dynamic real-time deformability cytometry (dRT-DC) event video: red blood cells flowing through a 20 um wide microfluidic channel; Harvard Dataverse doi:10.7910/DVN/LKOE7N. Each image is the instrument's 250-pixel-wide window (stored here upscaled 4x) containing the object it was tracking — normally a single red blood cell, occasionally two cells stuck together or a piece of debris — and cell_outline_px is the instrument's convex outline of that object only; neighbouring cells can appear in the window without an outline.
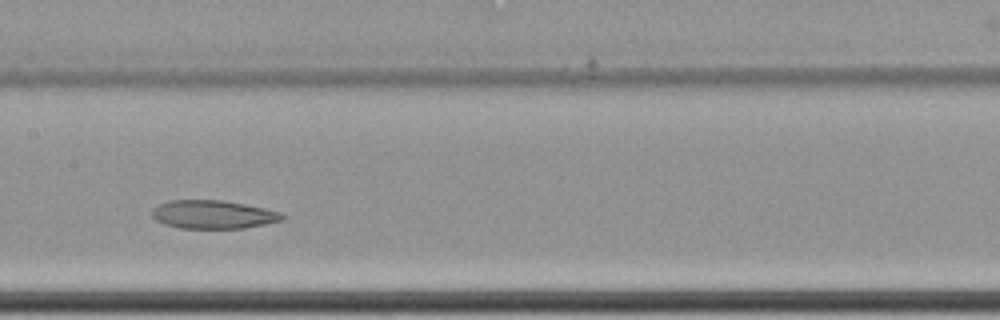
{"species": "common noctule bat (a hibernating species)", "species_latin": "Nyctalus noctula", "temperature_condition": "cold", "stored_images_in_passage": 9, "camera_frame_rate_fps": 3000, "um_per_image_px": 0.085, "animal": {"sex": "female", "body_mass_g": 22.7, "forearm_length_mm": 54.2}, "frame": {"image": 1, "passage_image": 6, "time_ms": 1.667, "image_size_px": [1000, 320], "cell_outline_px": [[288, 216], [284, 220], [244, 228], [180, 228], [164, 224], [156, 220], [152, 216], [152, 208], [168, 200], [224, 200], [264, 208], [280, 212]], "centroid_in_image_um": [18.13, 18.23], "position_along_channel_um": 189.3, "area_um2": 21.62}}
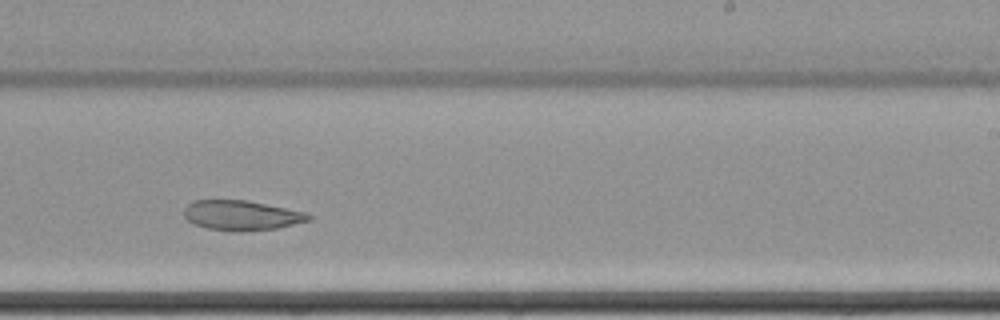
{"frame": {"image": 2, "passage_image": 8, "time_ms": 2.333, "image_size_px": [1000, 320], "cell_outline_px": [[312, 220], [276, 228], [240, 232], [236, 232], [208, 228], [196, 224], [188, 220], [184, 216], [184, 208], [192, 200], [248, 200], [304, 212], [312, 216]], "centroid_in_image_um": [20.53, 18.3], "position_along_channel_um": 268.5, "area_um2": 21.62}}
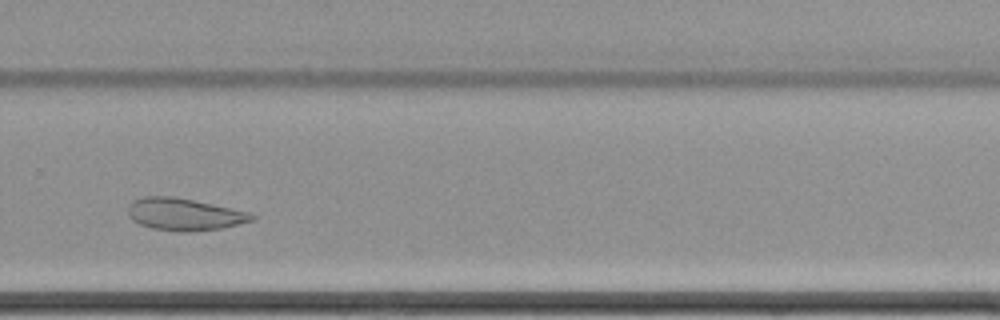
{"frame": {"image": 3, "passage_image": 9, "time_ms": 2.667, "image_size_px": [1000, 320], "cell_outline_px": [[256, 216], [252, 220], [220, 228], [192, 232], [176, 232], [152, 228], [140, 224], [132, 220], [128, 216], [128, 208], [136, 200], [144, 196], [172, 196], [192, 200], [248, 212]], "centroid_in_image_um": [15.62, 18.23], "position_along_channel_um": 314.2, "area_um2": 22.83}}